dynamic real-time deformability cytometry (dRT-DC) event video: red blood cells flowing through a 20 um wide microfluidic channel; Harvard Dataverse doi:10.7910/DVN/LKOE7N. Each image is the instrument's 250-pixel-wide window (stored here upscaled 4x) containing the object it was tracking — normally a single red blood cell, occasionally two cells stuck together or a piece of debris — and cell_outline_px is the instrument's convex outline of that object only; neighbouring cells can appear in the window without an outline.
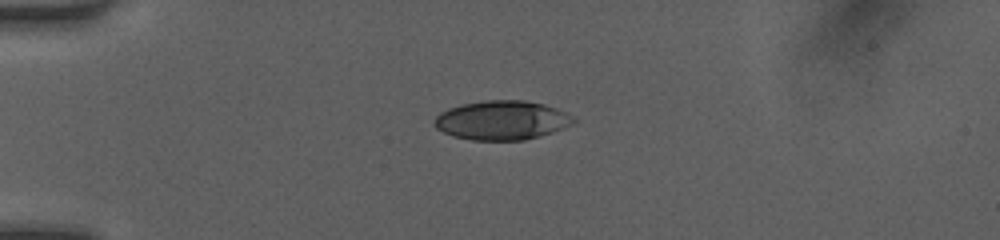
{"species": "human", "species_latin": "Homo sapiens", "temperature_condition": "room temperature", "stored_images_in_passage": 38, "camera_frame_rate_fps": 3000, "um_per_image_px": 0.085, "donor": {"sex": "female"}, "frame": {"image": 1, "passage_image": 1, "time_ms": 0.0, "image_size_px": [1000, 240], "cell_outline_px": [[576, 120], [572, 124], [564, 128], [540, 136], [524, 140], [472, 140], [452, 136], [436, 128], [432, 124], [436, 116], [440, 112], [448, 108], [464, 104], [484, 100], [524, 100], [544, 104], [556, 108], [572, 116]], "centroid_in_image_um": [42.64, 10.22], "position_along_channel_um": 42.4, "area_um2": 31.79}}
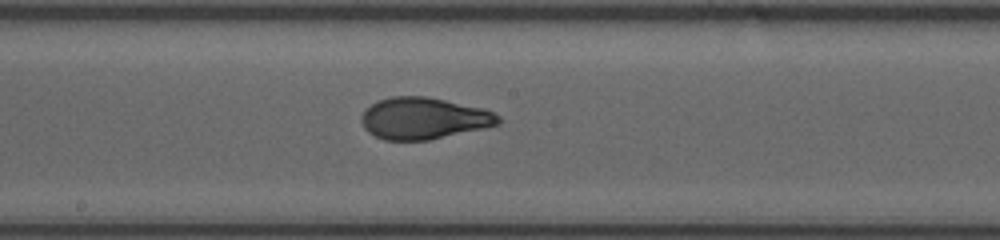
{"frame": {"image": 2, "passage_image": 16, "time_ms": 5.0, "image_size_px": [1000, 240], "cell_outline_px": [[500, 124], [484, 128], [428, 140], [384, 140], [368, 132], [364, 128], [360, 120], [360, 116], [364, 108], [380, 100], [392, 96], [428, 96], [484, 108], [500, 116]], "centroid_in_image_um": [36.0, 10.05], "position_along_channel_um": 212.2, "area_um2": 33.41}}
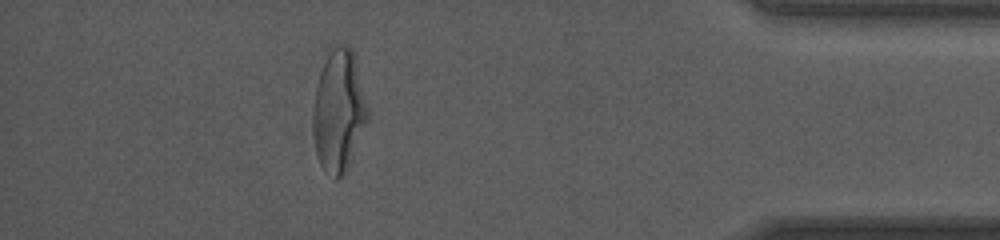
{"frame": {"image": 3, "passage_image": 33, "time_ms": 10.667, "image_size_px": [1000, 240], "cell_outline_px": [[368, 120], [344, 172], [336, 180], [320, 164], [316, 152], [316, 84], [320, 72], [332, 48], [336, 44], [348, 44], [352, 48], [368, 108]], "centroid_in_image_um": [28.84, 9.36], "position_along_channel_um": 406.4, "area_um2": 36.99}, "authors_computed_cell_mechanics": {"area_um2": 33.3506, "velocity_mm_per_s": 4.1322, "shape_relaxation_time_tau1_ms": 6.0085, "shape_relaxation_time_tau2_ms": 0.6819, "deformation_change_tau1": 0.2067, "deformation_change_tau2": 0.0593}}